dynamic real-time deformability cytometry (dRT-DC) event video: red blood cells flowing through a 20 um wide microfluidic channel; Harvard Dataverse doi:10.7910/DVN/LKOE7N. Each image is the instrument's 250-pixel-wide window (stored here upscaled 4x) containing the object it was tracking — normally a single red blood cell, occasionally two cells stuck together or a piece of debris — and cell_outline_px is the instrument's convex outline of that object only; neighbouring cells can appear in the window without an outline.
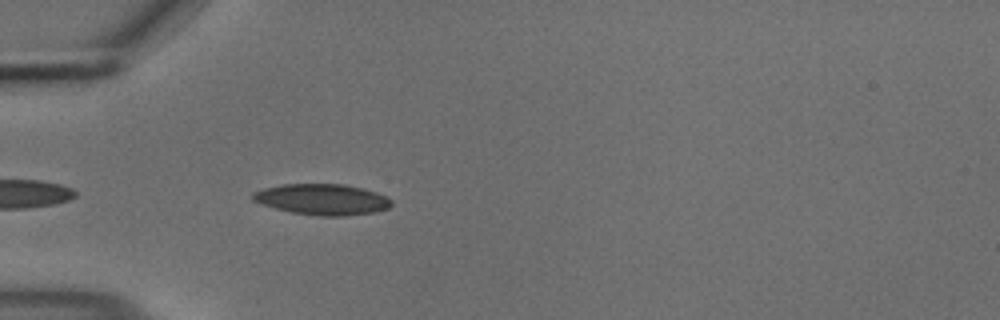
{"species": "common noctule bat (a hibernating species)", "species_latin": "Nyctalus noctula", "temperature_condition": "cold", "stored_images_in_passage": 7, "camera_frame_rate_fps": 3000, "um_per_image_px": 0.085, "animal": {"sex": "male", "body_mass_g": 18.8}, "frame": {"image": 1, "passage_image": 3, "time_ms": 0.667, "image_size_px": [1000, 320], "cell_outline_px": [[392, 204], [388, 208], [376, 212], [344, 216], [320, 216], [292, 212], [276, 208], [252, 200], [252, 192], [264, 188], [280, 184], [344, 184], [376, 192], [392, 200]], "centroid_in_image_um": [27.39, 16.95], "position_along_channel_um": 57.6, "area_um2": 24.85}}
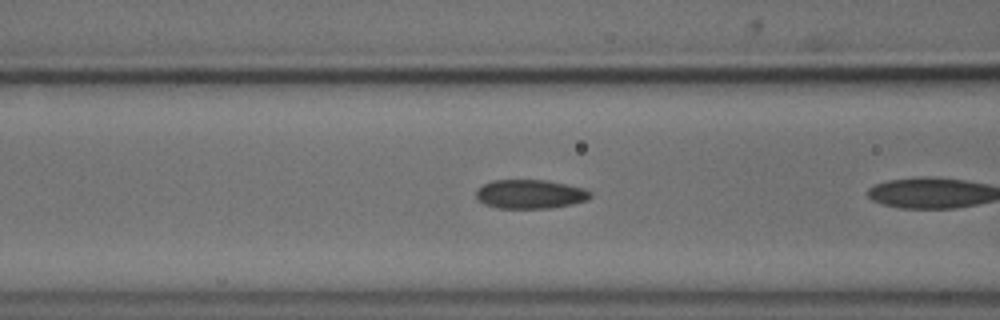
{"frame": {"image": 2, "passage_image": 6, "time_ms": 1.667, "image_size_px": [1000, 320], "cell_outline_px": [[592, 196], [588, 200], [572, 204], [552, 208], [496, 208], [484, 204], [476, 200], [476, 192], [484, 184], [492, 180], [544, 180], [584, 188], [592, 192]], "centroid_in_image_um": [45.07, 16.51], "position_along_channel_um": 121.5, "area_um2": 19.36}}